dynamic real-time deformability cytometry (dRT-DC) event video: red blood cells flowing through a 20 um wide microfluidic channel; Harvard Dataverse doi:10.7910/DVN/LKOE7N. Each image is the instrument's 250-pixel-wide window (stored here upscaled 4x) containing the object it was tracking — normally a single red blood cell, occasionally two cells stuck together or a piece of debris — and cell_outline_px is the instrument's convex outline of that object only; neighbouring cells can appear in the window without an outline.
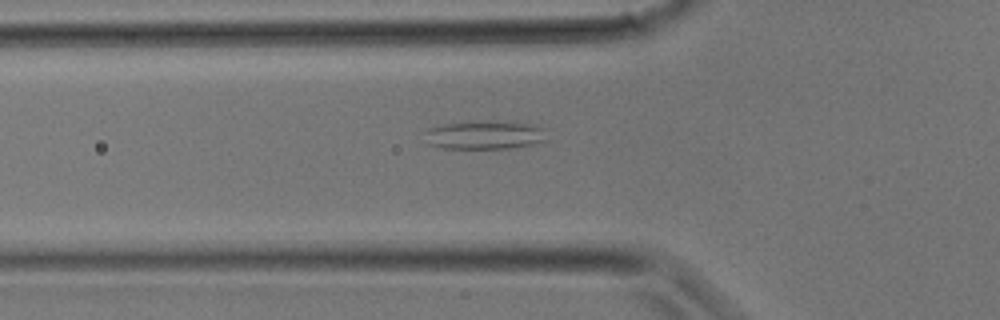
{"species": "common noctule bat (a hibernating species)", "species_latin": "Nyctalus noctula", "temperature_condition": "room temperature", "stored_images_in_passage": 4, "camera_frame_rate_fps": 3000, "um_per_image_px": 0.085, "animal": {"sex": "male", "body_mass_g": 17.9}, "frame": {"image": 1, "passage_image": 4, "time_ms": 1.0, "image_size_px": [1000, 320], "cell_outline_px": [[548, 140], [532, 144], [512, 148], [444, 148], [428, 144], [424, 132], [428, 128], [444, 124], [536, 124], [544, 128]], "centroid_in_image_um": [41.22, 11.53], "position_along_channel_um": 84.6, "area_um2": 19.19}}